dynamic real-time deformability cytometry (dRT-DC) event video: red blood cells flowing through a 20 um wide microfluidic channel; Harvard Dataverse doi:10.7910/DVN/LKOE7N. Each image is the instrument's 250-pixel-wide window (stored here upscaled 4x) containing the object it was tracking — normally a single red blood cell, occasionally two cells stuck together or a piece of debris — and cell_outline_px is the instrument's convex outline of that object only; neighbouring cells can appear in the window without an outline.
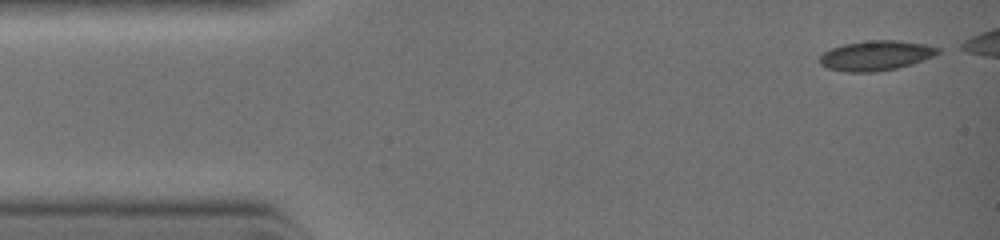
{"species": "common noctule bat (a hibernating species)", "species_latin": "Nyctalus noctula", "temperature_condition": "warm", "stored_images_in_passage": 7, "camera_frame_rate_fps": 3000, "um_per_image_px": 0.085, "animal": {"sex": "female", "body_mass_g": 19.0, "forearm_length_mm": 51.5}, "frame": {"image": 1, "passage_image": 1, "time_ms": 0.0, "image_size_px": [1000, 240], "cell_outline_px": [[940, 52], [932, 56], [912, 64], [896, 68], [876, 72], [844, 72], [828, 68], [820, 64], [820, 56], [824, 52], [832, 48], [844, 44], [864, 40], [896, 40], [924, 44], [940, 48]], "centroid_in_image_um": [74.43, 4.72], "position_along_channel_um": 10.6, "area_um2": 20.52}}